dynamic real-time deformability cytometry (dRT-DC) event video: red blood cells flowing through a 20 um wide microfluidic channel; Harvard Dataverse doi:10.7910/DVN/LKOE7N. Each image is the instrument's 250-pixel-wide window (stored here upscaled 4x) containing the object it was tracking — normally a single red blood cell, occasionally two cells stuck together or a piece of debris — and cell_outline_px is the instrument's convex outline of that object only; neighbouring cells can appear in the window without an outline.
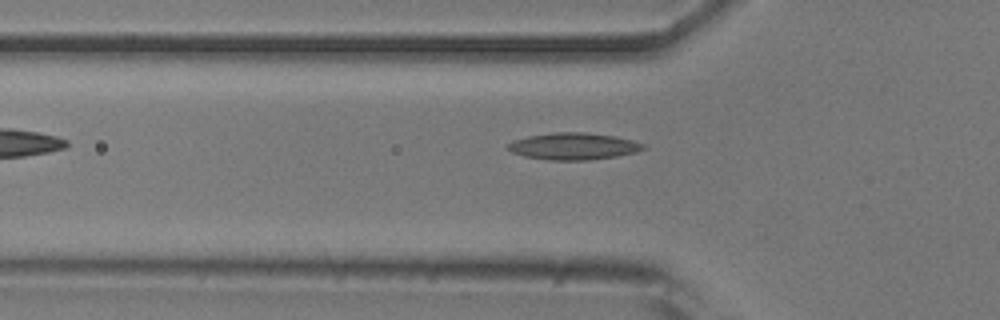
{"species": "common noctule bat (a hibernating species)", "species_latin": "Nyctalus noctula", "temperature_condition": "room temperature", "stored_images_in_passage": 6, "camera_frame_rate_fps": 3000, "um_per_image_px": 0.085, "animal": {"sex": "male", "body_mass_g": 20.5, "forearm_length_mm": 52.5}, "frame": {"image": 1, "passage_image": 4, "time_ms": 1.0, "image_size_px": [1000, 320], "cell_outline_px": [[648, 148], [636, 152], [616, 156], [588, 160], [548, 160], [524, 156], [512, 152], [508, 148], [508, 144], [512, 140], [528, 136], [552, 132], [588, 132], [616, 136], [632, 140], [644, 144]], "centroid_in_image_um": [48.76, 12.42], "position_along_channel_um": 77.0, "area_um2": 21.33}}
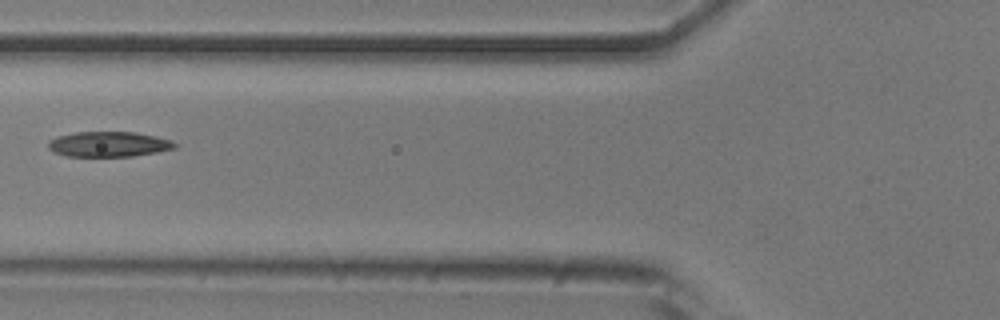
{"frame": {"image": 2, "passage_image": 5, "time_ms": 1.333, "image_size_px": [1000, 320], "cell_outline_px": [[176, 148], [156, 152], [132, 156], [64, 156], [48, 148], [48, 140], [56, 136], [76, 132], [136, 132], [156, 136], [172, 140], [176, 144]], "centroid_in_image_um": [9.23, 12.25], "position_along_channel_um": 116.6, "area_um2": 18.61}}
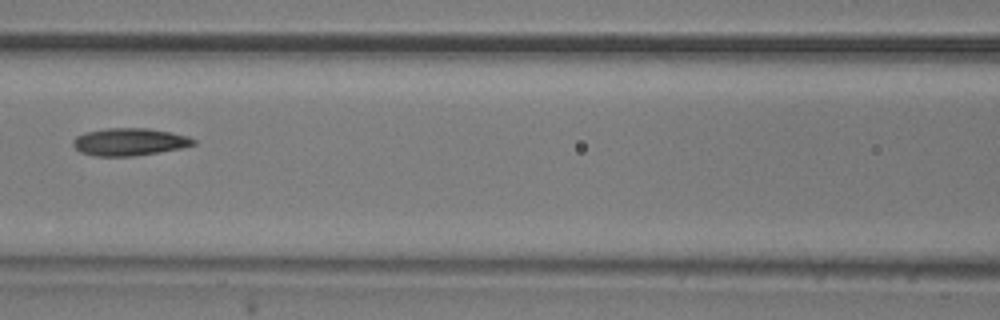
{"frame": {"image": 3, "passage_image": 6, "time_ms": 1.667, "image_size_px": [1000, 320], "cell_outline_px": [[196, 144], [180, 148], [132, 156], [96, 156], [80, 152], [72, 144], [72, 140], [76, 136], [84, 132], [108, 128], [148, 128], [172, 132], [188, 136], [196, 140]], "centroid_in_image_um": [10.98, 12.05], "position_along_channel_um": 155.6, "area_um2": 19.25}}